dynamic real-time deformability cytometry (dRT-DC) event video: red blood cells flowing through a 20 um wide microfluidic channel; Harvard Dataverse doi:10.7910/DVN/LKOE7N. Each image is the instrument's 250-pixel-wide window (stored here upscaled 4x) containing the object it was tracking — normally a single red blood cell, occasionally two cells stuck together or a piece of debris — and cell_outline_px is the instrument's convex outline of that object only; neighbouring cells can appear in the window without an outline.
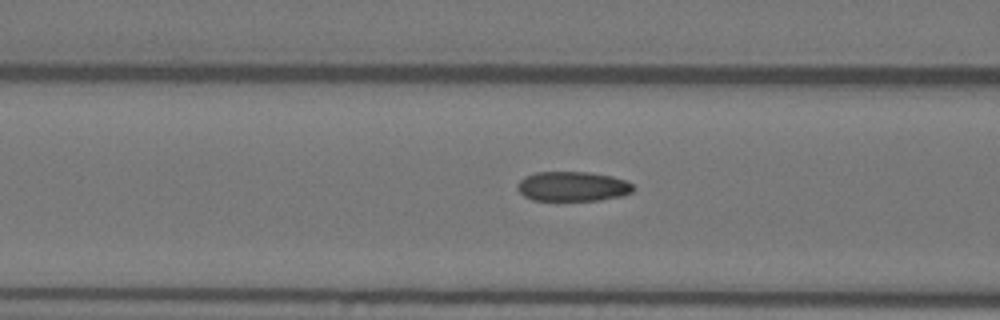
{"species": "Egyptian fruit bat (a non-hibernating species)", "species_latin": "Rousettus aegyptiacus", "temperature_condition": "warm", "stored_images_in_passage": 51, "camera_frame_rate_fps": 3000, "um_per_image_px": 0.085, "animal": {"sex": "female"}, "frame": {"image": 1, "passage_image": 17, "time_ms": 5.333, "image_size_px": [1000, 320], "cell_outline_px": [[636, 188], [632, 192], [624, 196], [600, 200], [532, 200], [524, 196], [516, 188], [516, 184], [524, 176], [536, 172], [588, 172], [612, 176], [624, 180], [632, 184]], "centroid_in_image_um": [48.67, 15.84], "position_along_channel_um": 117.9, "area_um2": 20.23}}
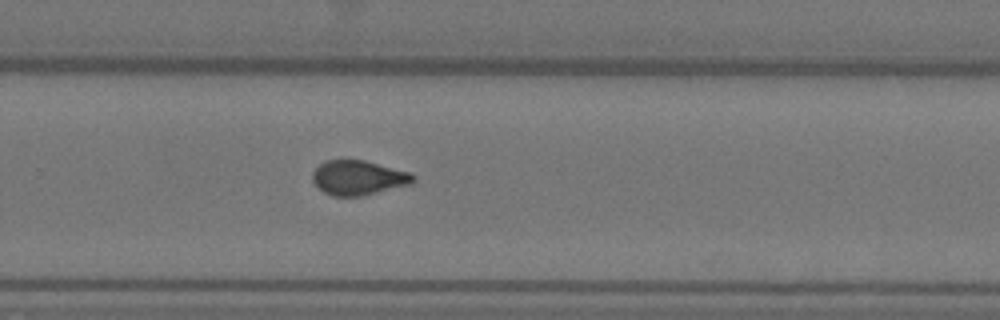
{"frame": {"image": 2, "passage_image": 32, "time_ms": 10.333, "image_size_px": [1000, 320], "cell_outline_px": [[416, 180], [412, 184], [360, 196], [332, 196], [324, 192], [312, 180], [312, 172], [324, 160], [364, 160], [412, 172], [416, 176]], "centroid_in_image_um": [30.5, 15.1], "position_along_channel_um": 299.3, "area_um2": 20.4}}
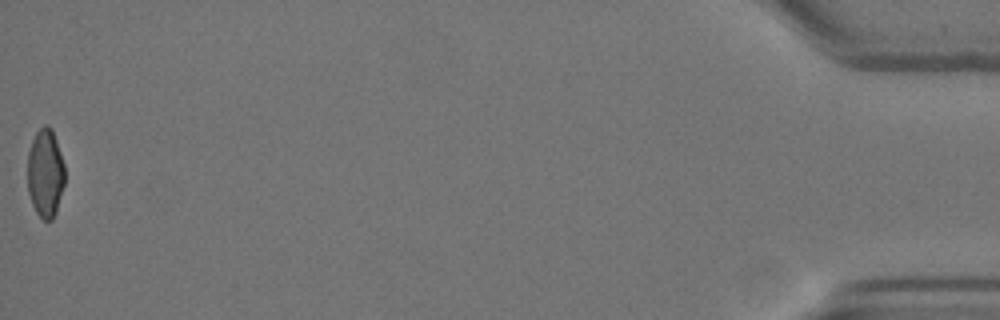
{"frame": {"image": 3, "passage_image": 51, "time_ms": 16.667, "image_size_px": [1000, 320], "cell_outline_px": [[64, 184], [56, 212], [52, 220], [44, 220], [36, 212], [32, 204], [28, 192], [28, 152], [32, 140], [36, 132], [44, 124], [48, 124], [52, 128], [64, 164]], "centroid_in_image_um": [3.85, 14.7], "position_along_channel_um": 431.4, "area_um2": 19.19}, "authors_computed_cell_mechanics": {"area_um2": 20.4034, "velocity_mm_per_s": 3.6389, "shape_relaxation_time_tau1_ms": 10.8949, "shape_relaxation_time_tau2_ms": 1.4942, "deformation_change_tau1": 0.2396, "deformation_change_tau2": 0.07}}